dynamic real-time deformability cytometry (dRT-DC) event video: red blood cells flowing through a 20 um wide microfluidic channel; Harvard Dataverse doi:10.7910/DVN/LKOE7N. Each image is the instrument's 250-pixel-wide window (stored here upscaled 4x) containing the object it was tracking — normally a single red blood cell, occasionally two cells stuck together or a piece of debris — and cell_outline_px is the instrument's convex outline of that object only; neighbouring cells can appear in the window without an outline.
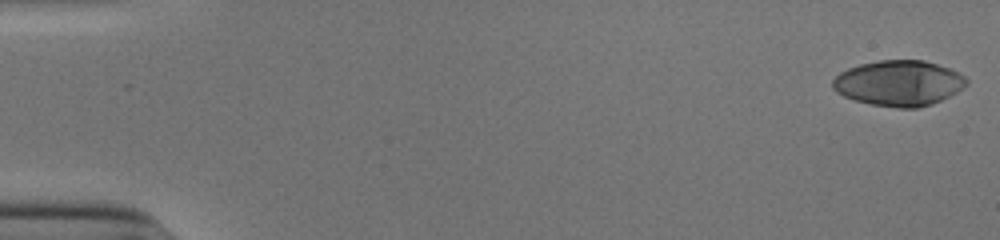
{"species": "human", "species_latin": "Homo sapiens", "temperature_condition": "cold", "stored_images_in_passage": 53, "camera_frame_rate_fps": 3000, "um_per_image_px": 0.085, "donor": {"sex": "male"}, "frame": {"image": 1, "passage_image": 1, "time_ms": 0.0, "image_size_px": [1000, 240], "cell_outline_px": [[968, 80], [956, 92], [932, 104], [916, 108], [896, 108], [872, 104], [856, 100], [844, 96], [836, 92], [832, 88], [832, 80], [840, 72], [848, 68], [860, 64], [880, 60], [924, 60], [948, 68], [964, 76]], "centroid_in_image_um": [76.35, 7.06], "position_along_channel_um": 8.6, "area_um2": 35.14}}
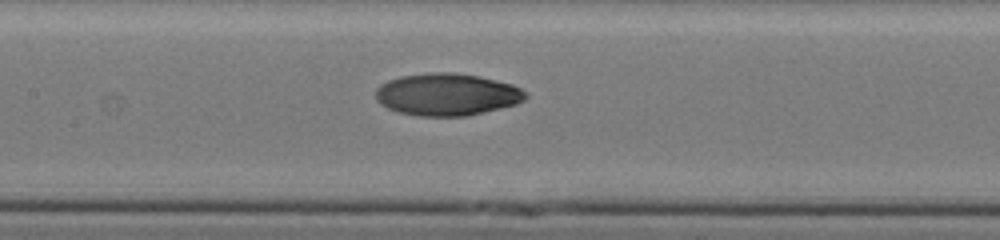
{"frame": {"image": 2, "passage_image": 26, "time_ms": 8.333, "image_size_px": [1000, 240], "cell_outline_px": [[528, 96], [524, 100], [516, 104], [468, 116], [420, 116], [396, 112], [380, 104], [376, 100], [376, 88], [380, 84], [388, 80], [400, 76], [432, 72], [452, 72], [480, 76], [512, 84], [520, 88]], "centroid_in_image_um": [37.97, 8.03], "position_along_channel_um": 169.4, "area_um2": 37.05}}
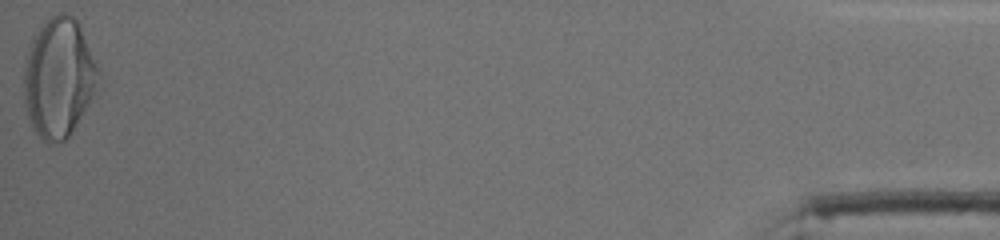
{"frame": {"image": 3, "passage_image": 53, "time_ms": 17.333, "image_size_px": [1000, 240], "cell_outline_px": [[100, 68], [92, 96], [88, 104], [76, 124], [68, 136], [64, 140], [48, 144], [32, 128], [28, 116], [24, 100], [24, 68], [28, 48], [32, 40], [44, 20], [60, 12], [68, 12], [80, 24]], "centroid_in_image_um": [4.99, 6.56], "position_along_channel_um": 430.2, "area_um2": 51.5}, "authors_computed_cell_mechanics": {"area_um2": 35.8938, "velocity_mm_per_s": 3.9182, "shape_relaxation_time_tau1_ms": 8.5174, "shape_relaxation_time_tau2_ms": null, "deformation_change_tau1": 0.3329, "deformation_change_tau2": null}}